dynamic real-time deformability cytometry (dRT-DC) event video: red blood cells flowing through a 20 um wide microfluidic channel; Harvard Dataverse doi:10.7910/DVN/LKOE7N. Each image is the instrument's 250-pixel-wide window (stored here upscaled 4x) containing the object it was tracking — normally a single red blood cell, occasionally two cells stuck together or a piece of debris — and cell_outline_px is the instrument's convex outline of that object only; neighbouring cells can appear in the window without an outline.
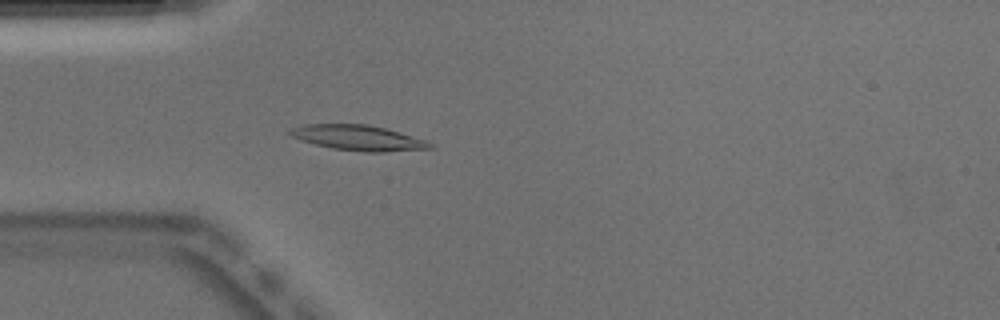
{"species": "Egyptian fruit bat (a non-hibernating species)", "species_latin": "Rousettus aegyptiacus", "temperature_condition": "warm", "stored_images_in_passage": 52, "camera_frame_rate_fps": 3000, "um_per_image_px": 0.085, "animal": {"sex": "male"}, "frame": {"image": 1, "passage_image": 15, "time_ms": 4.667, "image_size_px": [1000, 320], "cell_outline_px": [[432, 148], [384, 152], [364, 152], [332, 148], [300, 140], [292, 136], [288, 132], [292, 128], [304, 124], [368, 124], [384, 128], [428, 140], [432, 144]], "centroid_in_image_um": [30.46, 11.71], "position_along_channel_um": 54.5, "area_um2": 20.52}}
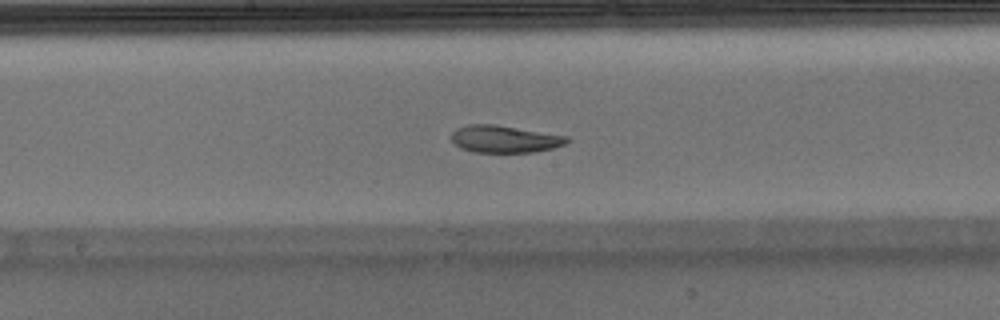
{"frame": {"image": 2, "passage_image": 27, "time_ms": 8.667, "image_size_px": [1000, 320], "cell_outline_px": [[572, 140], [564, 144], [552, 148], [532, 152], [472, 152], [460, 148], [452, 140], [452, 132], [456, 128], [468, 124], [496, 124], [568, 136]], "centroid_in_image_um": [42.89, 11.81], "position_along_channel_um": 205.3, "area_um2": 18.38}}
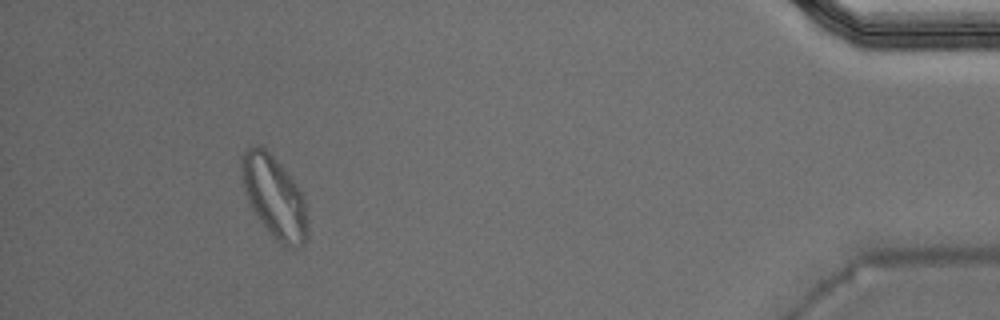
{"frame": {"image": 3, "passage_image": 48, "time_ms": 15.667, "image_size_px": [1000, 320], "cell_outline_px": [[308, 236], [304, 244], [300, 248], [284, 248], [276, 240], [260, 220], [248, 204], [244, 192], [240, 172], [240, 160], [244, 152], [248, 148], [256, 144], [260, 144], [280, 164], [296, 184], [304, 196], [308, 220]], "centroid_in_image_um": [23.32, 16.77], "position_along_channel_um": 411.9, "area_um2": 31.96}, "authors_computed_cell_mechanics": {"area_um2": 19.8254, "velocity_mm_per_s": 3.8678, "shape_relaxation_time_tau1_ms": null, "shape_relaxation_time_tau2_ms": 2.4696, "deformation_change_tau1": null, "deformation_change_tau2": 0.0793}}